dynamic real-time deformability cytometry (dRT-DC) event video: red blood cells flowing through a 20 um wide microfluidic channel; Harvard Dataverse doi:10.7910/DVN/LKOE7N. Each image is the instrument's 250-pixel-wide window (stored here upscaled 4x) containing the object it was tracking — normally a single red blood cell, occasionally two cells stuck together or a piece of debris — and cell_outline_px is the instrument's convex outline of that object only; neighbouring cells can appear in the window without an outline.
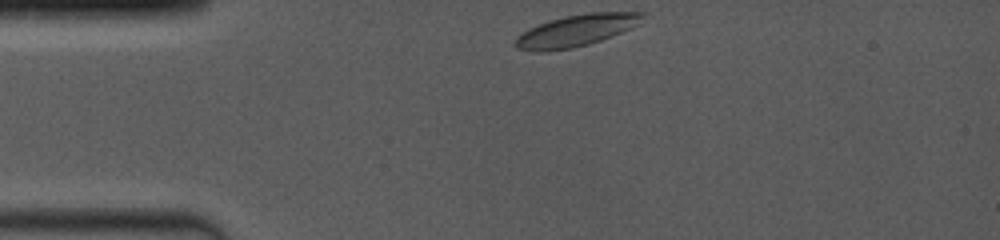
{"species": "common noctule bat (a hibernating species)", "species_latin": "Nyctalus noctula", "temperature_condition": "room temperature", "stored_images_in_passage": 8, "camera_frame_rate_fps": 4000, "um_per_image_px": 0.085, "animal": {"sex": "female", "body_mass_g": 19.0, "forearm_length_mm": 53.3}, "frame": {"image": 1, "passage_image": 1, "time_ms": 0.0, "image_size_px": [1000, 240], "cell_outline_px": [[648, 12], [640, 24], [632, 28], [600, 40], [588, 44], [572, 48], [544, 52], [532, 52], [516, 48], [516, 36], [528, 28], [548, 20], [564, 16], [588, 12]], "centroid_in_image_um": [48.99, 2.59], "position_along_channel_um": 36.0, "area_um2": 23.81}}
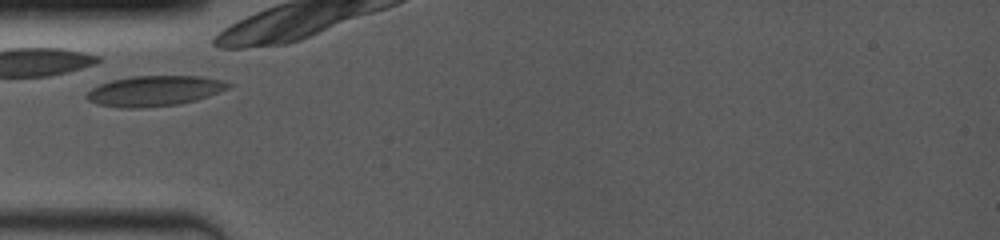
{"frame": {"image": 2, "passage_image": 3, "time_ms": 1.75, "image_size_px": [1000, 240], "cell_outline_px": [[232, 84], [228, 88], [220, 92], [196, 100], [176, 104], [140, 108], [120, 108], [96, 104], [88, 100], [88, 92], [92, 88], [100, 84], [112, 80], [132, 76], [200, 76], [224, 80]], "centroid_in_image_um": [13.15, 7.72], "position_along_channel_um": 71.9, "area_um2": 24.97}}